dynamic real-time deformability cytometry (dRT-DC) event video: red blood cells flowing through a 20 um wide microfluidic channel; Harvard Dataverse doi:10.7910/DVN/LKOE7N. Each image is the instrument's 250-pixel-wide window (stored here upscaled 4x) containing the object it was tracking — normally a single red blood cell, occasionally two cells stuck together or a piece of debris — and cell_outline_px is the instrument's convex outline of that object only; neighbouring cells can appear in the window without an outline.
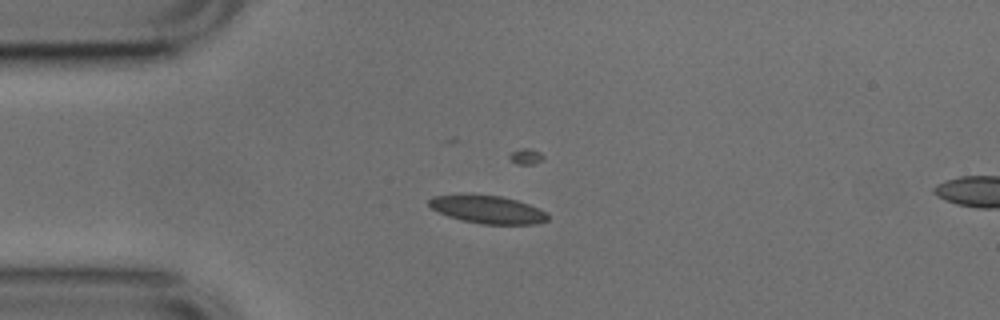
{"species": "common noctule bat (a hibernating species)", "species_latin": "Nyctalus noctula", "temperature_condition": "cold", "stored_images_in_passage": 3, "camera_frame_rate_fps": 3000, "um_per_image_px": 0.085, "animal": {"sex": "male", "body_mass_g": 17.9, "forearm_length_mm": 54.2}, "frame": {"image": 1, "passage_image": 2, "time_ms": 0.333, "image_size_px": [1000, 320], "cell_outline_px": [[548, 220], [536, 224], [480, 224], [460, 220], [448, 216], [432, 208], [428, 204], [428, 200], [432, 196], [468, 192], [500, 196], [516, 200], [528, 204], [548, 212]], "centroid_in_image_um": [41.41, 17.78], "position_along_channel_um": 43.6, "area_um2": 19.83}}